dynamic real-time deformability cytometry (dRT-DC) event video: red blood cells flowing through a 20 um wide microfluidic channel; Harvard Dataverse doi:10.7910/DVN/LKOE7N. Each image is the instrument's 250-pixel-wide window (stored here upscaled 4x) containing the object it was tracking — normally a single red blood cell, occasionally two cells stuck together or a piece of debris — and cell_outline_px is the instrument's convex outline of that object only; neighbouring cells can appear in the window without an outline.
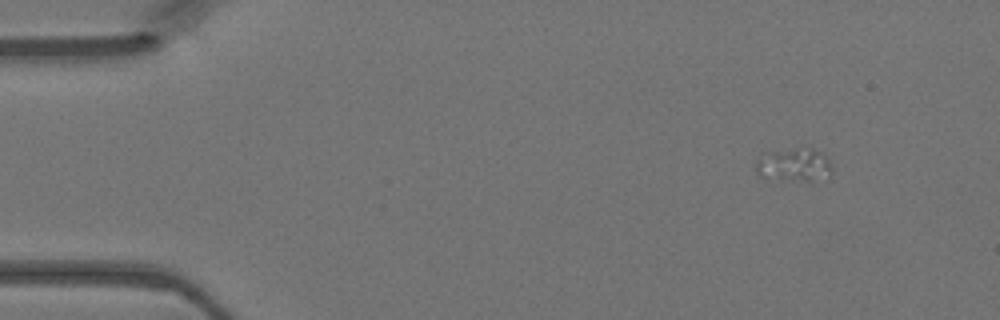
{"species": "Egyptian fruit bat (a non-hibernating species)", "species_latin": "Rousettus aegyptiacus", "temperature_condition": "warm", "stored_images_in_passage": 10, "camera_frame_rate_fps": 3000, "um_per_image_px": 0.085, "animal": {"sex": "female"}, "frame": {"image": 1, "passage_image": 1, "time_ms": 0.0, "image_size_px": [1000, 320], "cell_outline_px": [[832, 172], [812, 180], [804, 180], [760, 176], [756, 172], [756, 160], [768, 152], [796, 148], [812, 148], [820, 152], [828, 160], [832, 168]], "centroid_in_image_um": [67.47, 13.97], "position_along_channel_um": 17.5, "area_um2": 14.05}}